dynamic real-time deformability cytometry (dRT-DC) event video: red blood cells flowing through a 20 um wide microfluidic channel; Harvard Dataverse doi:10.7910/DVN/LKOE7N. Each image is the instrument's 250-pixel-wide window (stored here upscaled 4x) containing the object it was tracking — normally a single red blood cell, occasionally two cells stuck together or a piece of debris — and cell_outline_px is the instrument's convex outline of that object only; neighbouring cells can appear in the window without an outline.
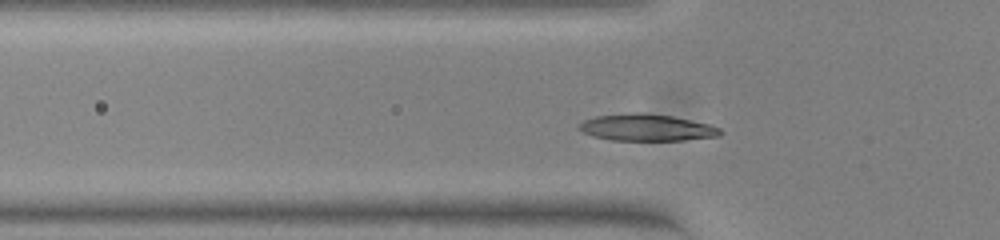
{"species": "common noctule bat (a hibernating species)", "species_latin": "Nyctalus noctula", "temperature_condition": "warm", "stored_images_in_passage": 46, "camera_frame_rate_fps": 3000, "um_per_image_px": 0.085, "animal": {"sex": "female", "body_mass_g": 23.0, "forearm_length_mm": 53.4}, "frame": {"image": 1, "passage_image": 9, "time_ms": 2.667, "image_size_px": [1000, 240], "cell_outline_px": [[724, 132], [720, 136], [684, 140], [612, 140], [592, 136], [576, 128], [584, 120], [596, 116], [636, 112], [640, 112], [672, 116], [712, 124], [720, 128]], "centroid_in_image_um": [55.01, 10.84], "position_along_channel_um": 70.8, "area_um2": 22.14}}
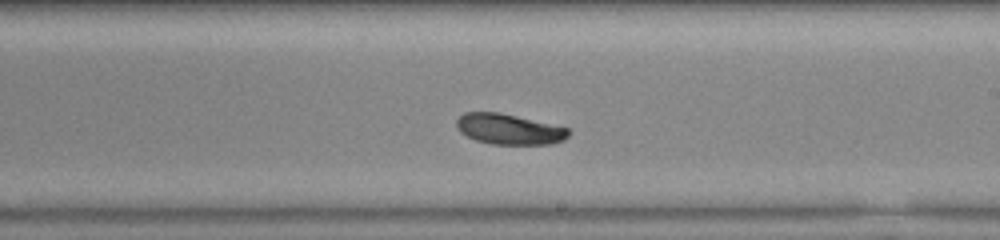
{"frame": {"image": 2, "passage_image": 23, "time_ms": 7.333, "image_size_px": [1000, 240], "cell_outline_px": [[568, 136], [564, 140], [552, 144], [492, 144], [476, 140], [460, 132], [456, 124], [456, 120], [464, 112], [500, 112], [568, 128]], "centroid_in_image_um": [43.25, 10.98], "position_along_channel_um": 245.7, "area_um2": 19.77}}
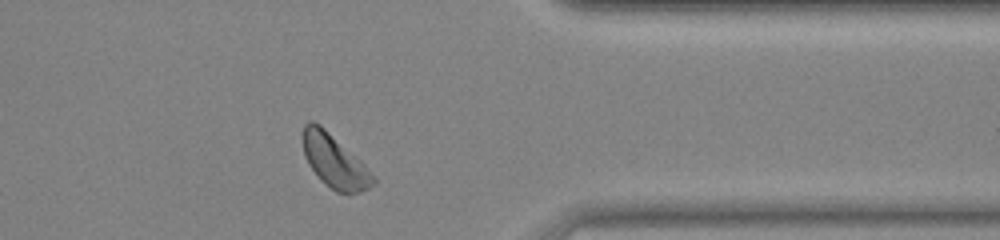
{"frame": {"image": 3, "passage_image": 35, "time_ms": 11.333, "image_size_px": [1000, 240], "cell_outline_px": [[376, 184], [360, 192], [348, 196], [336, 192], [324, 184], [320, 180], [308, 164], [304, 156], [304, 124], [308, 120], [312, 120], [320, 124], [356, 156], [376, 176]], "centroid_in_image_um": [28.47, 13.76], "position_along_channel_um": 382.9, "area_um2": 22.02}, "authors_computed_cell_mechanics": {"area_um2": 21.0103, "velocity_mm_per_s": 3.7458, "shape_relaxation_time_tau1_ms": 2.35, "shape_relaxation_time_tau2_ms": null, "deformation_change_tau1": 0.098, "deformation_change_tau2": null}}